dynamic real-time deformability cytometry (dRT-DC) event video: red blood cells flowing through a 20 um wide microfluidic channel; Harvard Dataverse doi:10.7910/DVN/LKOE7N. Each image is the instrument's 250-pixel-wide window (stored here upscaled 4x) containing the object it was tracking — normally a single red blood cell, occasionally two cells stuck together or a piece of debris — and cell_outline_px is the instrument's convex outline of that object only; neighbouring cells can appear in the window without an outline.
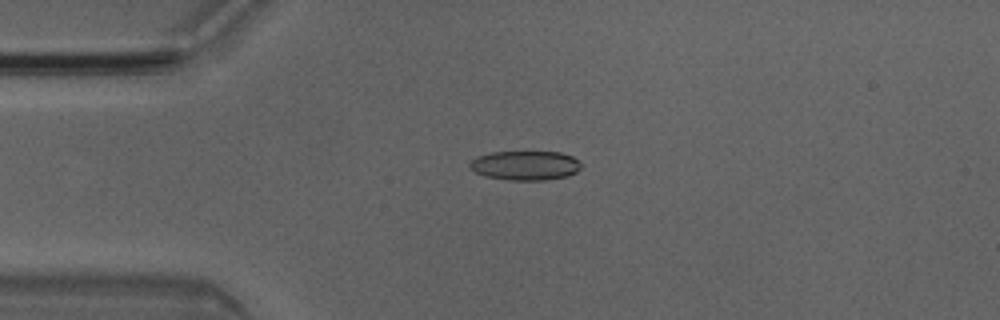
{"species": "Egyptian fruit bat (a non-hibernating species)", "species_latin": "Rousettus aegyptiacus", "temperature_condition": "room temperature", "stored_images_in_passage": 5, "camera_frame_rate_fps": 3000, "um_per_image_px": 0.085, "animal": {"sex": "male"}, "frame": {"image": 1, "passage_image": 4, "time_ms": 1.0, "image_size_px": [1000, 320], "cell_outline_px": [[580, 168], [576, 172], [568, 176], [544, 180], [508, 180], [484, 176], [468, 168], [468, 164], [476, 156], [492, 152], [560, 152], [572, 156], [580, 164]], "centroid_in_image_um": [44.6, 14.07], "position_along_channel_um": 40.4, "area_um2": 19.07}}